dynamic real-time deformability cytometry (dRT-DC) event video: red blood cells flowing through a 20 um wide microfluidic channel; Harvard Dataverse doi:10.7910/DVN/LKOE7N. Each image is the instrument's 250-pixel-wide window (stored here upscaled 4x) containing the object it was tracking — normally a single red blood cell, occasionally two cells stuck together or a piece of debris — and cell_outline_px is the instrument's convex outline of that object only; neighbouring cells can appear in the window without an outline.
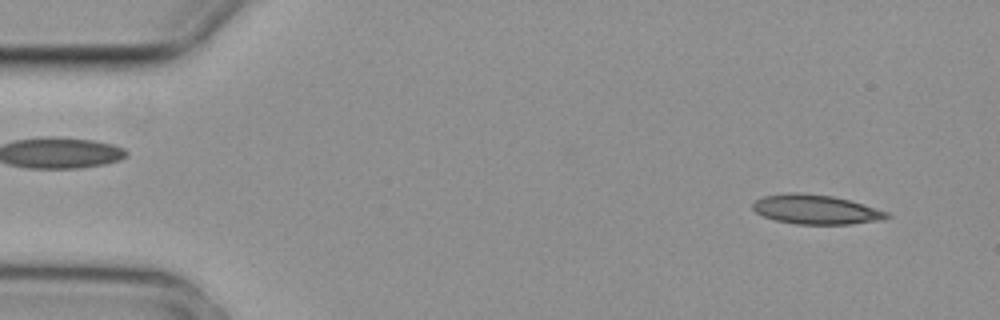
{"species": "common noctule bat (a hibernating species)", "species_latin": "Nyctalus noctula", "temperature_condition": "cold", "stored_images_in_passage": 4, "camera_frame_rate_fps": 3000, "um_per_image_px": 0.085, "animal": {"sex": "female", "body_mass_g": 29.2, "forearm_length_mm": 56.3}, "frame": {"image": 1, "passage_image": 1, "time_ms": 0.0, "image_size_px": [1000, 320], "cell_outline_px": [[892, 216], [880, 220], [852, 224], [796, 224], [776, 220], [764, 216], [756, 212], [752, 208], [752, 204], [756, 200], [764, 196], [788, 192], [800, 192], [832, 196], [848, 200], [888, 212]], "centroid_in_image_um": [69.33, 17.8], "position_along_channel_um": 15.7, "area_um2": 22.83}}
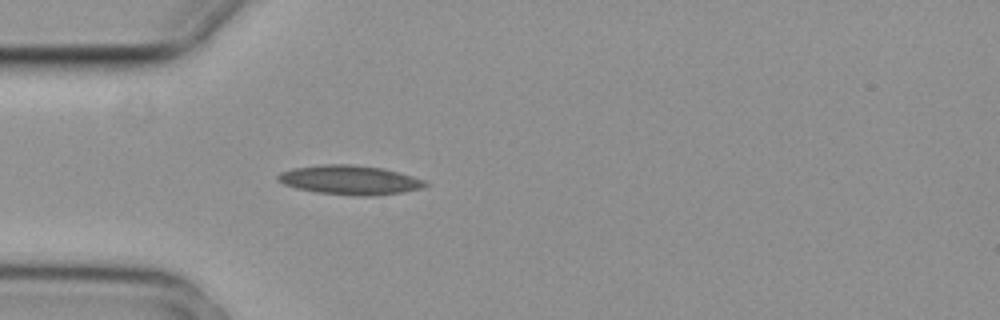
{"frame": {"image": 2, "passage_image": 4, "time_ms": 1.0, "image_size_px": [1000, 320], "cell_outline_px": [[428, 184], [424, 188], [404, 192], [372, 196], [356, 196], [316, 192], [296, 188], [284, 184], [276, 180], [276, 176], [280, 172], [292, 168], [324, 164], [352, 164], [384, 168], [412, 176], [424, 180]], "centroid_in_image_um": [29.73, 15.3], "position_along_channel_um": 55.3, "area_um2": 25.32}}